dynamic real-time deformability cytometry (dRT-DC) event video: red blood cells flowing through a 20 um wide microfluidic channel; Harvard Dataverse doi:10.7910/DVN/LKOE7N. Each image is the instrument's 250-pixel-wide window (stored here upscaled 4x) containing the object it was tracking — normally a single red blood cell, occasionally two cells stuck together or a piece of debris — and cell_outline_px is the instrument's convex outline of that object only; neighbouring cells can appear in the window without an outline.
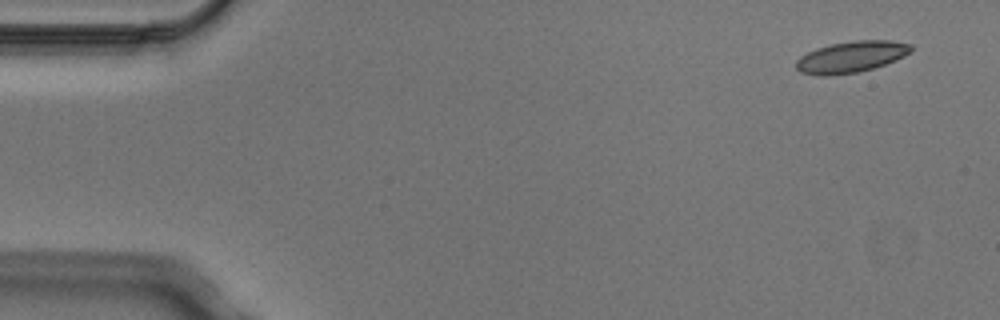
{"species": "Egyptian fruit bat (a non-hibernating species)", "species_latin": "Rousettus aegyptiacus", "temperature_condition": "cold", "stored_images_in_passage": 5, "camera_frame_rate_fps": 3000, "um_per_image_px": 0.085, "animal": {"sex": "male"}, "frame": {"image": 1, "passage_image": 1, "time_ms": 0.0, "image_size_px": [1000, 320], "cell_outline_px": [[912, 52], [904, 56], [884, 64], [872, 68], [856, 72], [824, 76], [816, 76], [800, 72], [796, 68], [796, 60], [800, 56], [816, 48], [832, 44], [852, 40], [892, 40], [912, 44]], "centroid_in_image_um": [72.34, 4.82], "position_along_channel_um": 12.7, "area_um2": 20.98}}
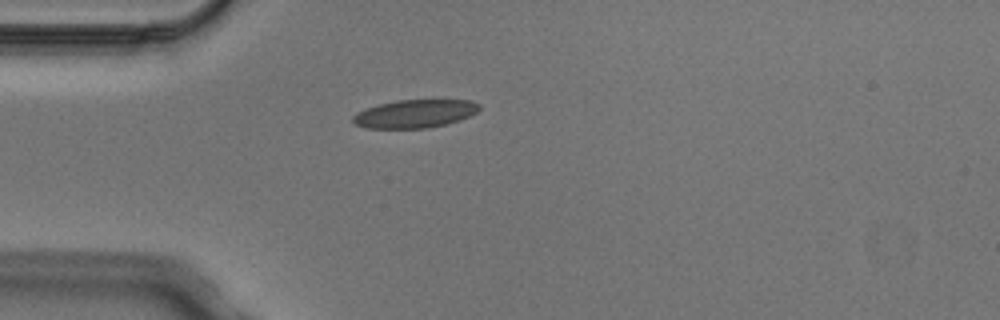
{"frame": {"image": 2, "passage_image": 4, "time_ms": 1.0, "image_size_px": [1000, 320], "cell_outline_px": [[480, 108], [476, 112], [460, 120], [448, 124], [424, 128], [364, 128], [356, 124], [352, 120], [352, 116], [356, 112], [380, 104], [396, 100], [472, 100], [480, 104]], "centroid_in_image_um": [35.27, 9.66], "position_along_channel_um": 49.7, "area_um2": 20.69}}